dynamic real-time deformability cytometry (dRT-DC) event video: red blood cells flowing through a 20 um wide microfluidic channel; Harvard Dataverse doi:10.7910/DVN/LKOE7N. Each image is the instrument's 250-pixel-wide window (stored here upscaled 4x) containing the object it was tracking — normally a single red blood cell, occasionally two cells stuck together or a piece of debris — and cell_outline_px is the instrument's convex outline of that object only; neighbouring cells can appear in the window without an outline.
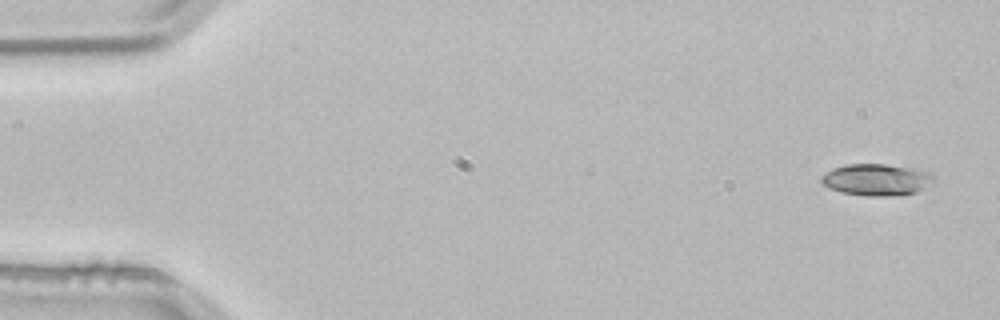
{"species": "common noctule bat (a hibernating species)", "species_latin": "Nyctalus noctula", "temperature_condition": "room temperature", "stored_images_in_passage": 3, "camera_frame_rate_fps": 3000, "um_per_image_px": 0.085, "animal": {"sex": "male", "body_mass_g": 21.5, "forearm_length_mm": 52.0}, "frame": {"image": 1, "passage_image": 1, "time_ms": 0.0, "image_size_px": [1000, 320], "cell_outline_px": [[936, 180], [916, 192], [884, 196], [868, 196], [840, 192], [828, 188], [820, 180], [820, 176], [832, 168], [848, 164], [884, 164], [912, 168], [928, 172]], "centroid_in_image_um": [74.45, 15.27], "position_along_channel_um": 10.6, "area_um2": 20.58}}